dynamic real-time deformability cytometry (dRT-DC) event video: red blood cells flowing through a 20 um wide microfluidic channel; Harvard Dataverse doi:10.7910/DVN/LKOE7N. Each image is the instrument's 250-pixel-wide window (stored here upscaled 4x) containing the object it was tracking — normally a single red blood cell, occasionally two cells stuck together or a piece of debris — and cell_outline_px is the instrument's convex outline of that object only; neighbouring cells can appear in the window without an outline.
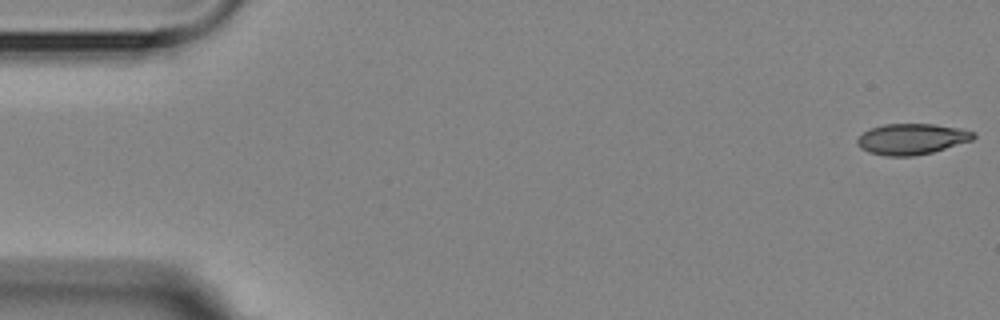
{"species": "Egyptian fruit bat (a non-hibernating species)", "species_latin": "Rousettus aegyptiacus", "temperature_condition": "room temperature", "stored_images_in_passage": 4, "camera_frame_rate_fps": 3000, "um_per_image_px": 0.085, "animal": {"sex": "female"}, "frame": {"image": 1, "passage_image": 1, "time_ms": 0.0, "image_size_px": [1000, 320], "cell_outline_px": [[976, 136], [972, 140], [932, 152], [916, 156], [884, 156], [868, 152], [860, 148], [856, 144], [856, 140], [864, 132], [872, 128], [884, 124], [932, 124], [956, 128], [976, 132]], "centroid_in_image_um": [77.47, 11.83], "position_along_channel_um": 7.5, "area_um2": 20.81}}